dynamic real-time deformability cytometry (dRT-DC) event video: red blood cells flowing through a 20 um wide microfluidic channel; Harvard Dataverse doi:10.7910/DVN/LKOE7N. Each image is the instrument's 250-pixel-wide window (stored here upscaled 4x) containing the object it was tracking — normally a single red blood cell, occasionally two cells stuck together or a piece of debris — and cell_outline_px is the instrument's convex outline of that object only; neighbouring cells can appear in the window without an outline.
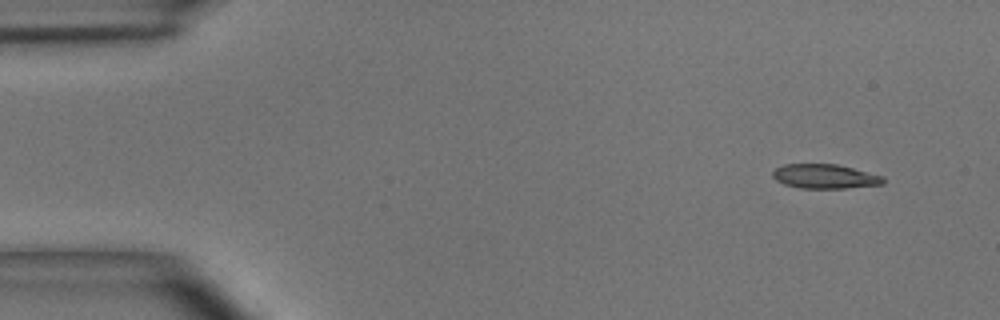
{"species": "common noctule bat (a hibernating species)", "species_latin": "Nyctalus noctula", "temperature_condition": "room temperature", "stored_images_in_passage": 44, "camera_frame_rate_fps": 3000, "um_per_image_px": 0.085, "animal": {"sex": "male", "body_mass_g": 15.6}, "frame": {"image": 1, "passage_image": 1, "time_ms": 0.0, "image_size_px": [1000, 320], "cell_outline_px": [[884, 184], [844, 188], [800, 188], [784, 184], [776, 180], [772, 176], [772, 172], [776, 168], [784, 164], [836, 164], [884, 176]], "centroid_in_image_um": [70.1, 14.99], "position_along_channel_um": 14.9, "area_um2": 15.61}}
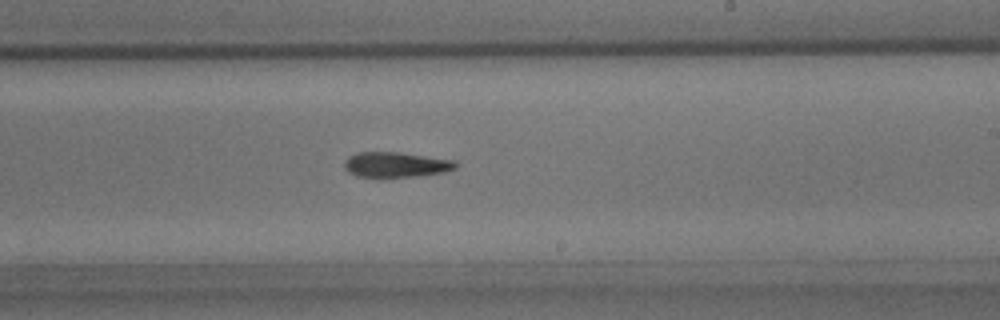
{"frame": {"image": 2, "passage_image": 26, "time_ms": 8.333, "image_size_px": [1000, 320], "cell_outline_px": [[456, 168], [444, 172], [416, 176], [380, 180], [376, 180], [356, 176], [348, 172], [344, 168], [344, 160], [348, 156], [356, 152], [400, 152], [452, 160], [456, 164]], "centroid_in_image_um": [33.53, 14.04], "position_along_channel_um": 255.5, "area_um2": 17.05}}
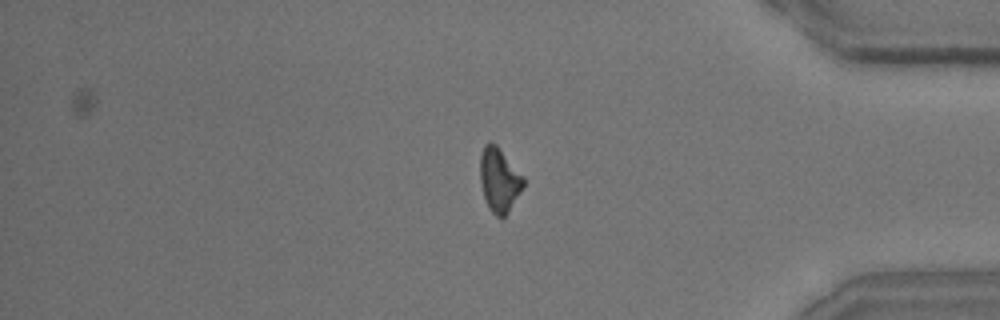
{"frame": {"image": 3, "passage_image": 38, "time_ms": 12.333, "image_size_px": [1000, 320], "cell_outline_px": [[524, 184], [520, 192], [508, 212], [500, 220], [488, 208], [484, 196], [480, 180], [480, 156], [484, 144], [492, 140], [496, 144], [524, 176]], "centroid_in_image_um": [42.42, 15.27], "position_along_channel_um": 392.8, "area_um2": 16.24}}